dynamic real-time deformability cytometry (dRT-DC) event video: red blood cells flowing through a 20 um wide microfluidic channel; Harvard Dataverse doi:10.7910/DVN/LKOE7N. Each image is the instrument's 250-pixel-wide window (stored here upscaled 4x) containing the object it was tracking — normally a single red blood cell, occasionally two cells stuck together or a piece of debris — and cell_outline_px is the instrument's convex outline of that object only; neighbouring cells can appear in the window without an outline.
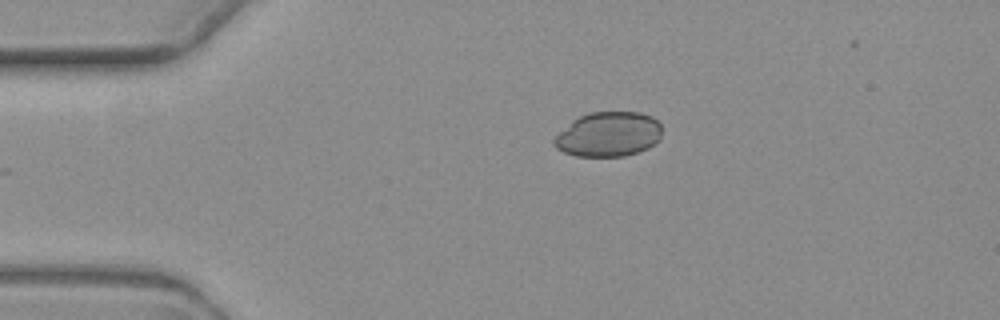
{"species": "common noctule bat (a hibernating species)", "species_latin": "Nyctalus noctula", "temperature_condition": "warm", "stored_images_in_passage": 3, "camera_frame_rate_fps": 3000, "um_per_image_px": 0.085, "animal": {"sex": "female", "body_mass_g": 19.3, "forearm_length_mm": 54.1}, "frame": {"image": 1, "passage_image": 1, "time_ms": 0.0, "image_size_px": [1000, 320], "cell_outline_px": [[660, 140], [648, 148], [624, 156], [576, 156], [564, 152], [556, 148], [552, 144], [552, 140], [572, 120], [588, 112], [640, 112], [652, 116], [660, 124]], "centroid_in_image_um": [51.71, 11.41], "position_along_channel_um": 33.3, "area_um2": 28.09}}